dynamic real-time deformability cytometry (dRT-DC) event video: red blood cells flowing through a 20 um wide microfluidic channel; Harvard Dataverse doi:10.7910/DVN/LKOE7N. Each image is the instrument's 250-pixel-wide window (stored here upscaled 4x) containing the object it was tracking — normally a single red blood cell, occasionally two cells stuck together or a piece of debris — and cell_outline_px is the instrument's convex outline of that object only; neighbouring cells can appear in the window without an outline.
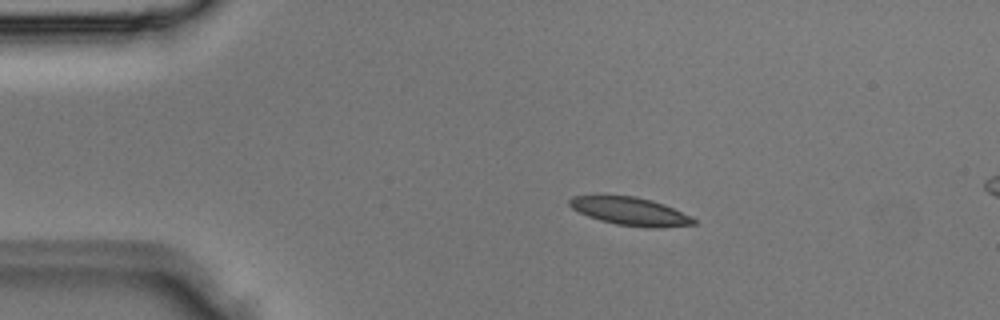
{"species": "Egyptian fruit bat (a non-hibernating species)", "species_latin": "Rousettus aegyptiacus", "temperature_condition": "room temperature", "stored_images_in_passage": 4, "camera_frame_rate_fps": 3000, "um_per_image_px": 0.085, "animal": {"sex": "male"}, "frame": {"image": 1, "passage_image": 2, "time_ms": 0.333, "image_size_px": [1000, 320], "cell_outline_px": [[696, 224], [660, 228], [648, 228], [616, 224], [600, 220], [588, 216], [572, 208], [568, 204], [568, 200], [572, 196], [636, 196], [652, 200], [664, 204], [692, 216], [696, 220]], "centroid_in_image_um": [53.61, 17.97], "position_along_channel_um": 31.4, "area_um2": 20.29}}